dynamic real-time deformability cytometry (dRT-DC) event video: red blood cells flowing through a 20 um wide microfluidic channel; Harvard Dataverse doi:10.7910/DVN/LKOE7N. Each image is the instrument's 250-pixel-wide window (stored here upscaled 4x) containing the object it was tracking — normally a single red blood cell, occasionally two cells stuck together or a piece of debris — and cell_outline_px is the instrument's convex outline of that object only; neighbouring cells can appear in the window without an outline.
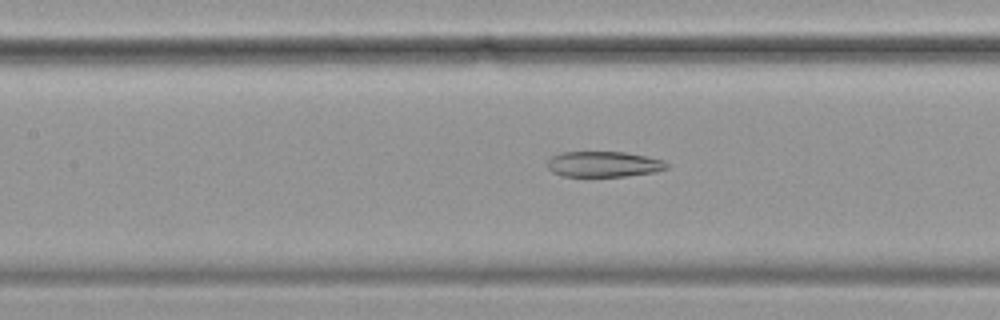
{"species": "common noctule bat (a hibernating species)", "species_latin": "Nyctalus noctula", "temperature_condition": "cold", "stored_images_in_passage": 53, "camera_frame_rate_fps": 3000, "um_per_image_px": 0.085, "animal": {"sex": "female", "body_mass_g": 19.9}, "frame": {"image": 1, "passage_image": 21, "time_ms": 6.667, "image_size_px": [1000, 320], "cell_outline_px": [[668, 168], [656, 172], [624, 176], [564, 176], [552, 172], [548, 168], [548, 160], [552, 156], [560, 152], [624, 152], [664, 160], [668, 164]], "centroid_in_image_um": [51.31, 13.95], "position_along_channel_um": 156.1, "area_um2": 17.74}}
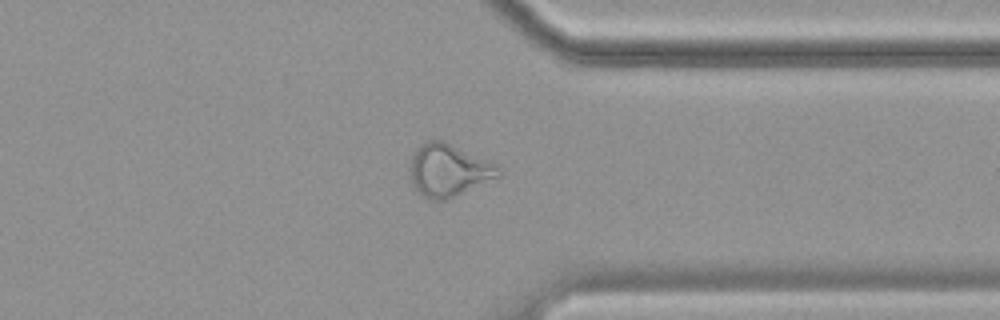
{"frame": {"image": 2, "passage_image": 40, "time_ms": 13.0, "image_size_px": [1000, 320], "cell_outline_px": [[504, 168], [500, 176], [444, 200], [428, 200], [416, 188], [408, 176], [408, 172], [412, 152], [420, 144], [428, 140], [444, 140], [488, 160]], "centroid_in_image_um": [38.1, 14.44], "position_along_channel_um": 373.3, "area_um2": 27.22}}
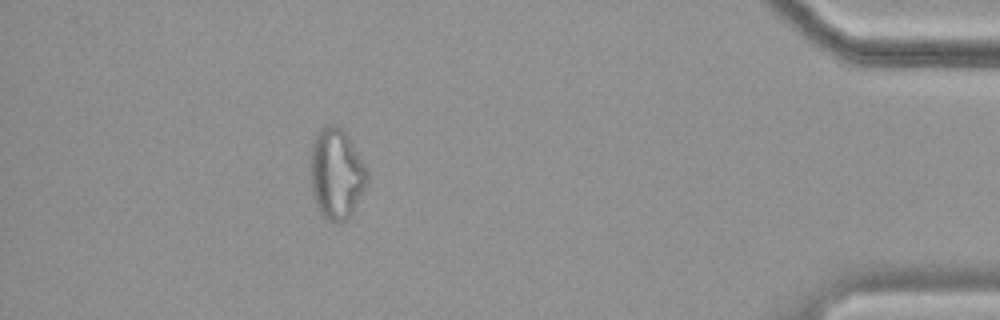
{"frame": {"image": 3, "passage_image": 47, "time_ms": 15.333, "image_size_px": [1000, 320], "cell_outline_px": [[368, 184], [352, 212], [340, 224], [336, 224], [324, 220], [312, 196], [312, 144], [320, 128], [328, 124], [332, 124], [340, 128], [348, 136], [368, 168]], "centroid_in_image_um": [28.62, 14.81], "position_along_channel_um": 406.6, "area_um2": 29.94}, "authors_computed_cell_mechanics": {"area_um2": 24.7384, "velocity_mm_per_s": 3.4791, "shape_relaxation_time_tau1_ms": null, "shape_relaxation_time_tau2_ms": 7.0442, "deformation_change_tau1": null, "deformation_change_tau2": 0.1938}}